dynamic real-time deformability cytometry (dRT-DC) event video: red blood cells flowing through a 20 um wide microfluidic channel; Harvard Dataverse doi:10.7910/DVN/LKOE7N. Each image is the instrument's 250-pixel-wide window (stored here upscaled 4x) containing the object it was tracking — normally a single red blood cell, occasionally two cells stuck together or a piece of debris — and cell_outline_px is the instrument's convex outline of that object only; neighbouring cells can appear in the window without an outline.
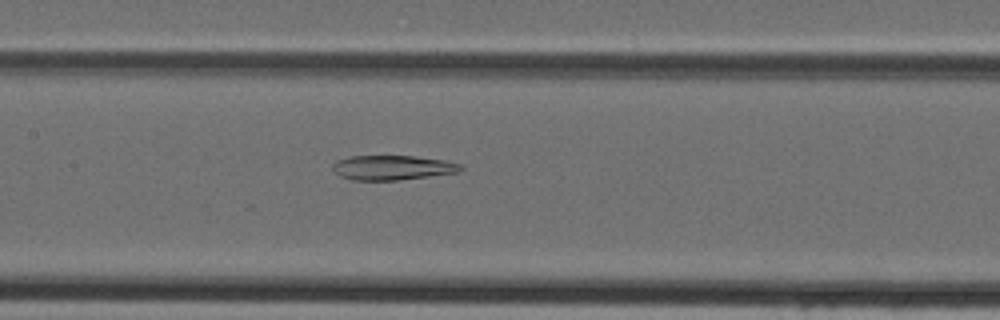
{"species": "Egyptian fruit bat (a non-hibernating species)", "species_latin": "Rousettus aegyptiacus", "temperature_condition": "cold", "stored_images_in_passage": 43, "camera_frame_rate_fps": 3000, "um_per_image_px": 0.085, "animal": {"sex": "female"}, "frame": {"image": 1, "passage_image": 19, "time_ms": 6.0, "image_size_px": [1000, 320], "cell_outline_px": [[464, 168], [460, 172], [396, 180], [352, 180], [340, 176], [332, 168], [332, 164], [336, 160], [352, 156], [416, 156], [444, 160], [460, 164]], "centroid_in_image_um": [33.35, 14.24], "position_along_channel_um": 174.0, "area_um2": 18.32}}
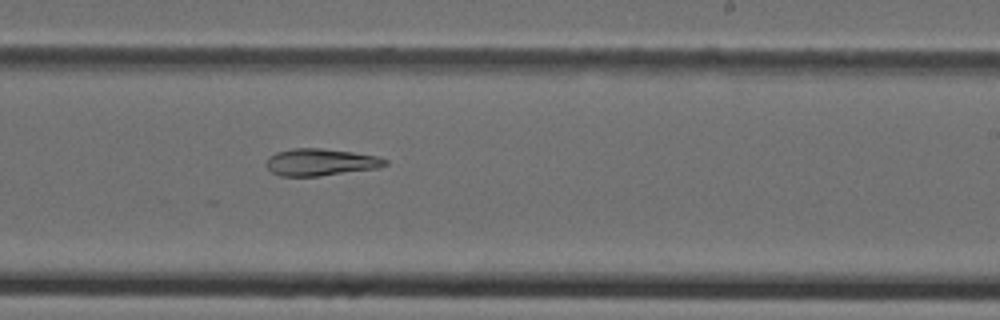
{"frame": {"image": 2, "passage_image": 25, "time_ms": 8.0, "image_size_px": [1000, 320], "cell_outline_px": [[388, 164], [380, 168], [320, 176], [280, 176], [272, 172], [264, 164], [268, 156], [276, 152], [292, 148], [320, 148], [352, 152], [376, 156], [388, 160]], "centroid_in_image_um": [27.23, 13.79], "position_along_channel_um": 261.8, "area_um2": 18.9}}
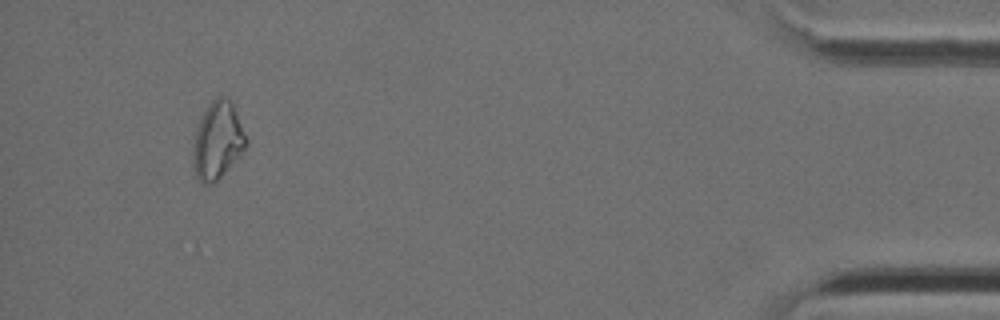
{"frame": {"image": 3, "passage_image": 40, "time_ms": 13.0, "image_size_px": [1000, 320], "cell_outline_px": [[248, 144], [228, 168], [212, 184], [200, 184], [196, 176], [192, 164], [192, 152], [196, 128], [208, 104], [216, 96], [224, 96], [232, 104], [248, 140]], "centroid_in_image_um": [18.46, 11.96], "position_along_channel_um": 416.7, "area_um2": 23.64}}